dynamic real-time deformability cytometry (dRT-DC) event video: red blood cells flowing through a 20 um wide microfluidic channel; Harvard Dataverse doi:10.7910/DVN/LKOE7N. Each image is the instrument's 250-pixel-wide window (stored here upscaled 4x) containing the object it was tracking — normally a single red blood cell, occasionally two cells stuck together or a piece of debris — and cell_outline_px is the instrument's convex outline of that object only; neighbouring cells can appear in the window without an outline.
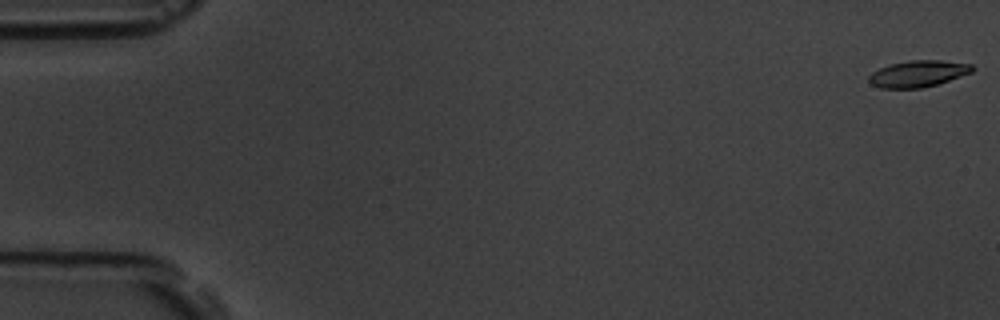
{"species": "common noctule bat (a hibernating species)", "species_latin": "Nyctalus noctula", "temperature_condition": "room temperature", "stored_images_in_passage": 10, "camera_frame_rate_fps": 3000, "um_per_image_px": 0.085, "animal": {"sex": "male", "body_mass_g": 19.5, "forearm_length_mm": 54.6}, "frame": {"image": 1, "passage_image": 1, "time_ms": 0.0, "image_size_px": [1000, 320], "cell_outline_px": [[976, 68], [972, 72], [936, 84], [920, 88], [880, 88], [872, 84], [868, 80], [868, 76], [872, 72], [880, 68], [892, 64], [908, 60], [940, 60], [972, 64]], "centroid_in_image_um": [78.04, 6.26], "position_along_channel_um": 7.0, "area_um2": 15.84}}
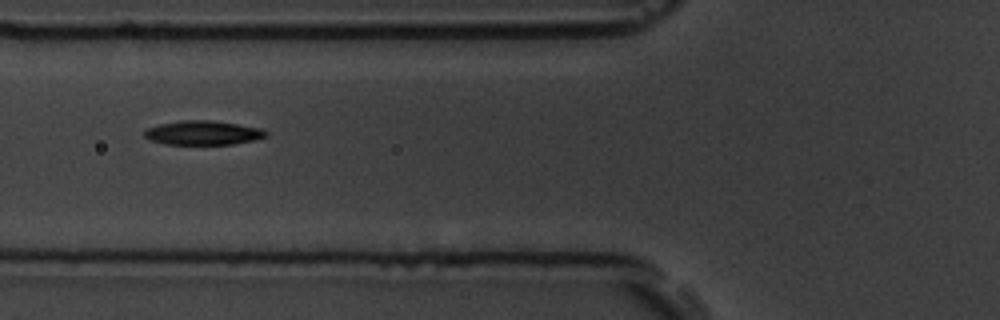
{"frame": {"image": 2, "passage_image": 7, "time_ms": 7.0, "image_size_px": [1000, 320], "cell_outline_px": [[268, 136], [256, 140], [232, 144], [164, 144], [148, 140], [144, 136], [144, 132], [148, 128], [160, 124], [180, 120], [212, 120], [260, 128], [268, 132]], "centroid_in_image_um": [17.25, 11.29], "position_along_channel_um": 108.5, "area_um2": 17.17}}
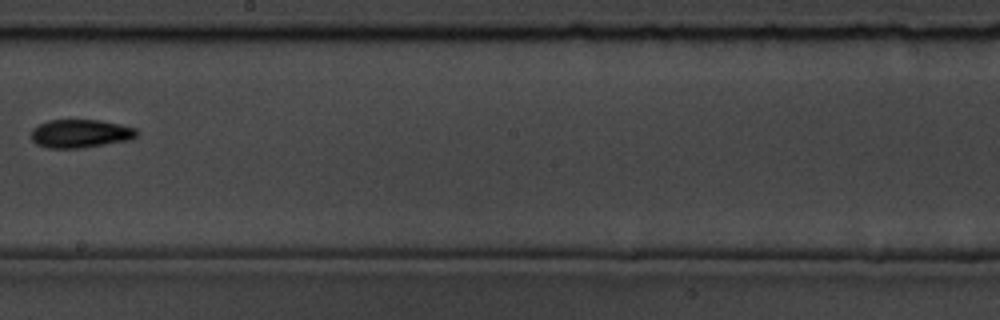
{"frame": {"image": 3, "passage_image": 10, "time_ms": 10.667, "image_size_px": [1000, 320], "cell_outline_px": [[140, 132], [132, 140], [80, 148], [48, 148], [36, 144], [32, 140], [32, 128], [48, 120], [100, 120], [120, 124], [136, 128]], "centroid_in_image_um": [6.87, 11.35], "position_along_channel_um": 241.3, "area_um2": 17.57}}